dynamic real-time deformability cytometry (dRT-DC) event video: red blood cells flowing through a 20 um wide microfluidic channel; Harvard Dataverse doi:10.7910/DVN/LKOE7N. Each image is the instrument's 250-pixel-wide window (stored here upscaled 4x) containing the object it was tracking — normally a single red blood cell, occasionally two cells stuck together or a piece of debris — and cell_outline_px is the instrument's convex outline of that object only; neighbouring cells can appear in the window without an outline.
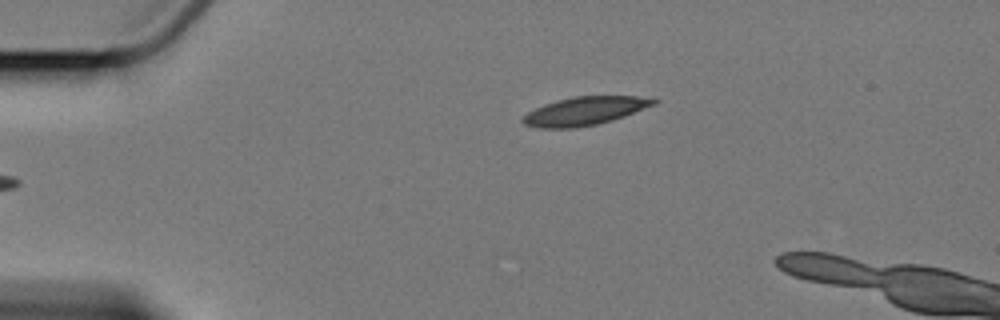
{"species": "Egyptian fruit bat (a non-hibernating species)", "species_latin": "Rousettus aegyptiacus", "temperature_condition": "cold", "stored_images_in_passage": 3, "camera_frame_rate_fps": 3000, "um_per_image_px": 0.085, "animal": {"sex": "female"}, "frame": {"image": 1, "passage_image": 1, "time_ms": 0.0, "image_size_px": [1000, 320], "cell_outline_px": [[660, 100], [656, 104], [624, 116], [612, 120], [596, 124], [572, 128], [540, 128], [524, 124], [520, 120], [528, 112], [544, 104], [556, 100], [572, 96], [656, 96]], "centroid_in_image_um": [49.77, 9.41], "position_along_channel_um": 35.2, "area_um2": 21.79}}